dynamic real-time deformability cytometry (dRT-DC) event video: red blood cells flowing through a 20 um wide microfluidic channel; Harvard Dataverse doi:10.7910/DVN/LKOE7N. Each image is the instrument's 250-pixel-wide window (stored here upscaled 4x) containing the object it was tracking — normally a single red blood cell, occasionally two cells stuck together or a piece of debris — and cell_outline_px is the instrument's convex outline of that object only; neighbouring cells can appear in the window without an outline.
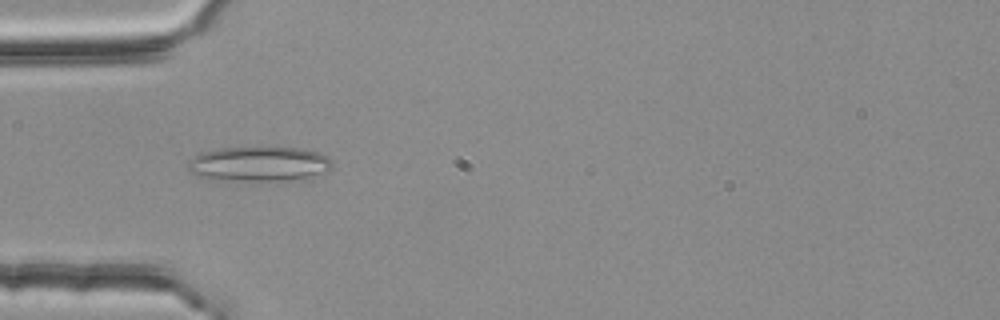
{"species": "common noctule bat (a hibernating species)", "species_latin": "Nyctalus noctula", "temperature_condition": "room temperature", "stored_images_in_passage": 5, "camera_frame_rate_fps": 3000, "um_per_image_px": 0.085, "animal": {"sex": "female", "body_mass_g": 25.1}, "frame": {"image": 1, "passage_image": 4, "time_ms": 1.0, "image_size_px": [1000, 320], "cell_outline_px": [[332, 168], [308, 176], [280, 180], [212, 180], [196, 176], [188, 172], [188, 160], [200, 152], [220, 148], [304, 148], [320, 152], [328, 156], [332, 164]], "centroid_in_image_um": [21.92, 13.92], "position_along_channel_um": 63.1, "area_um2": 29.02}}